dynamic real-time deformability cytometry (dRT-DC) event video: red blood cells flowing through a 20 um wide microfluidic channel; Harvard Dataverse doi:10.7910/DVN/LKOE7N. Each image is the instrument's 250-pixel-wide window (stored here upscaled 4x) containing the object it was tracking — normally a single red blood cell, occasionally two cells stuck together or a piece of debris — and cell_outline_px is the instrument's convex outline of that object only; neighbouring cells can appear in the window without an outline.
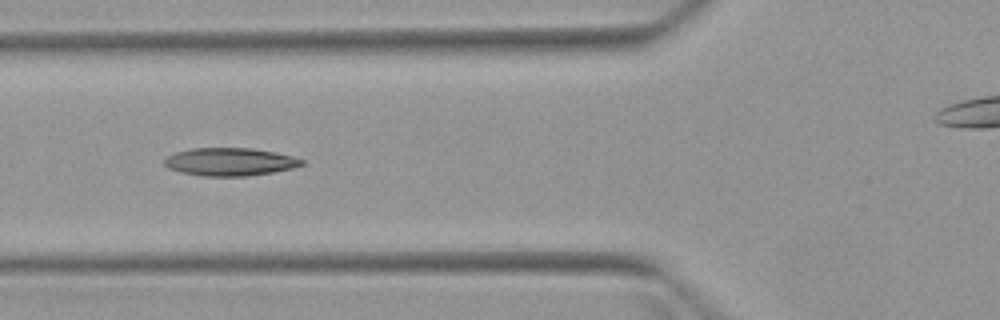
{"species": "Egyptian fruit bat (a non-hibernating species)", "species_latin": "Rousettus aegyptiacus", "temperature_condition": "warm", "stored_images_in_passage": 4, "camera_frame_rate_fps": 3000, "um_per_image_px": 0.085, "animal": {"sex": "female"}, "frame": {"image": 1, "passage_image": 3, "time_ms": 2.333, "image_size_px": [1000, 320], "cell_outline_px": [[304, 164], [292, 168], [272, 172], [248, 176], [200, 176], [180, 172], [168, 168], [164, 164], [164, 160], [168, 156], [176, 152], [192, 148], [252, 148], [276, 152], [292, 156], [304, 160]], "centroid_in_image_um": [19.54, 13.75], "position_along_channel_um": 106.3, "area_um2": 22.37}}
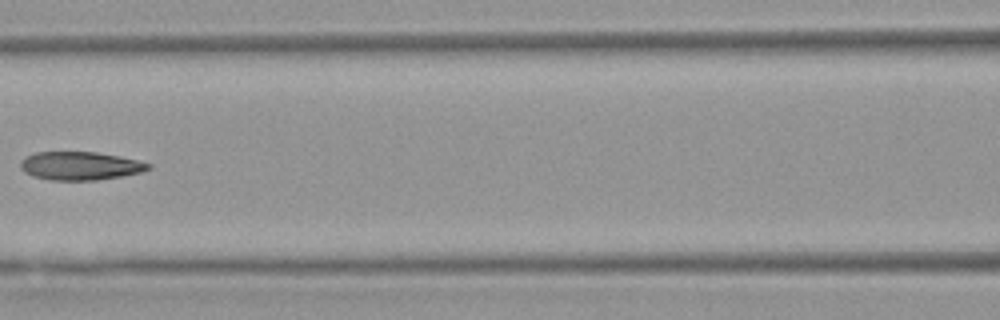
{"frame": {"image": 2, "passage_image": 4, "time_ms": 3.667, "image_size_px": [1000, 320], "cell_outline_px": [[152, 168], [140, 172], [120, 176], [96, 180], [48, 180], [32, 176], [24, 172], [20, 168], [20, 160], [24, 156], [36, 152], [96, 152], [120, 156], [152, 164]], "centroid_in_image_um": [6.77, 14.09], "position_along_channel_um": 159.8, "area_um2": 21.21}}